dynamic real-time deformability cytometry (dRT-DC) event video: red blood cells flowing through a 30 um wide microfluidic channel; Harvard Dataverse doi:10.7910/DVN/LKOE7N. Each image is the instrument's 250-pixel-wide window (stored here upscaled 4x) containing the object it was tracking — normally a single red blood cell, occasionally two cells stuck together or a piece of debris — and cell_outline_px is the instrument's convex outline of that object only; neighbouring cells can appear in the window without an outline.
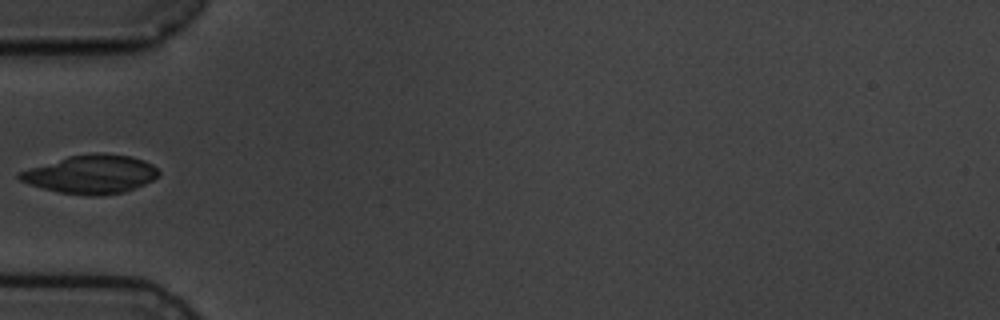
{"species": "common noctule bat (a hibernating species)", "species_latin": "Nyctalus noctula", "temperature_condition": "cold", "stored_images_in_passage": 8, "camera_frame_rate_fps": 3000, "um_per_image_px": 0.085, "animal": {"sex": "male", "body_mass_g": 19.5, "forearm_length_mm": 54.6}, "frame": {"image": 1, "passage_image": 3, "time_ms": 2.333, "image_size_px": [1000, 320], "cell_outline_px": [[160, 172], [152, 180], [136, 188], [124, 192], [100, 196], [92, 196], [60, 192], [28, 184], [20, 180], [16, 176], [20, 172], [68, 156], [92, 152], [104, 152], [132, 156], [144, 160], [152, 164]], "centroid_in_image_um": [7.78, 14.8], "position_along_channel_um": 77.2, "area_um2": 31.15}}
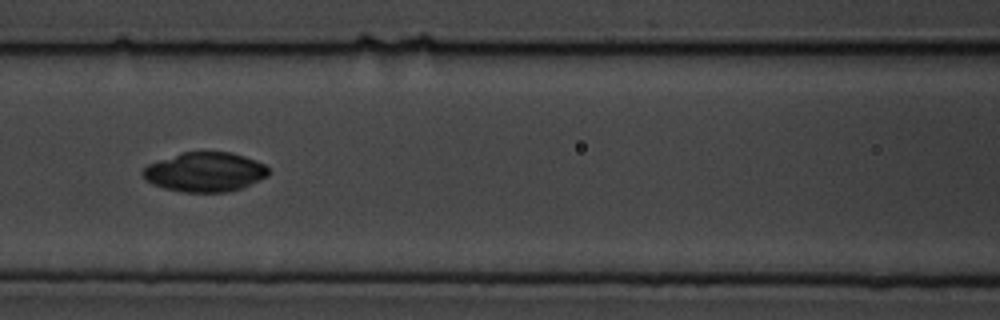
{"frame": {"image": 2, "passage_image": 5, "time_ms": 4.333, "image_size_px": [1000, 320], "cell_outline_px": [[268, 176], [240, 188], [228, 192], [184, 192], [164, 188], [152, 184], [144, 180], [140, 172], [148, 164], [180, 152], [232, 152], [256, 160], [264, 164], [268, 168]], "centroid_in_image_um": [17.38, 14.62], "position_along_channel_um": 149.2, "area_um2": 28.96}}
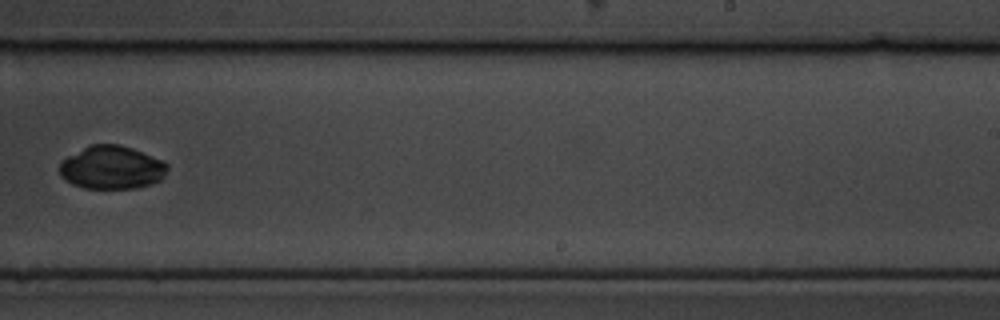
{"frame": {"image": 3, "passage_image": 8, "time_ms": 8.0, "image_size_px": [1000, 320], "cell_outline_px": [[168, 168], [164, 176], [160, 180], [152, 184], [136, 188], [84, 188], [72, 184], [64, 180], [60, 176], [60, 160], [88, 144], [120, 144], [132, 148], [164, 160], [168, 164]], "centroid_in_image_um": [9.49, 14.23], "position_along_channel_um": 279.5, "area_um2": 27.57}}